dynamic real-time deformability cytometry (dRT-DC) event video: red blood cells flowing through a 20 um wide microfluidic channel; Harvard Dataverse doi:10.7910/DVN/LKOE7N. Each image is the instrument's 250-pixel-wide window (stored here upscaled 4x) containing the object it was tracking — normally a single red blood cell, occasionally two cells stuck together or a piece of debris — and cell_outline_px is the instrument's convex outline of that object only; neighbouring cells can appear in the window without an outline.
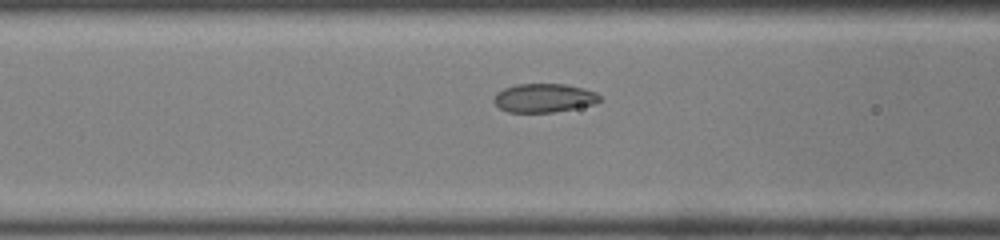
{"species": "common noctule bat (a hibernating species)", "species_latin": "Nyctalus noctula", "temperature_condition": "room temperature", "stored_images_in_passage": 36, "camera_frame_rate_fps": 3000, "um_per_image_px": 0.085, "animal": {"sex": "male", "body_mass_g": 19.0, "forearm_length_mm": 50.8}, "frame": {"image": 1, "passage_image": 9, "time_ms": 2.667, "image_size_px": [1000, 240], "cell_outline_px": [[600, 100], [592, 104], [552, 112], [508, 112], [500, 108], [492, 100], [496, 92], [504, 88], [516, 84], [564, 84], [584, 88], [596, 92], [600, 96]], "centroid_in_image_um": [46.19, 8.31], "position_along_channel_um": 120.4, "area_um2": 17.57}}
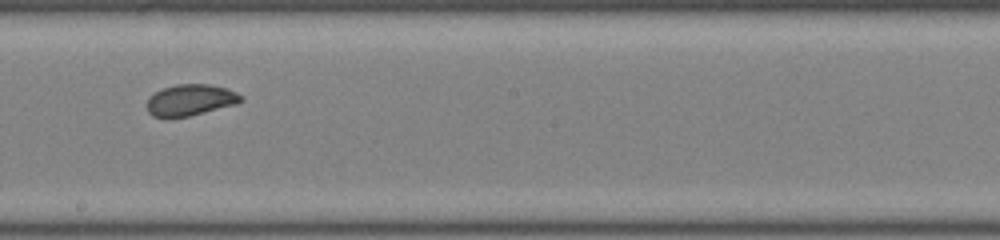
{"frame": {"image": 2, "passage_image": 17, "time_ms": 5.333, "image_size_px": [1000, 240], "cell_outline_px": [[244, 100], [236, 104], [188, 116], [168, 120], [164, 120], [152, 116], [148, 112], [148, 96], [164, 88], [176, 84], [212, 84], [228, 88], [244, 96]], "centroid_in_image_um": [16.18, 8.52], "position_along_channel_um": 232.0, "area_um2": 17.57}}
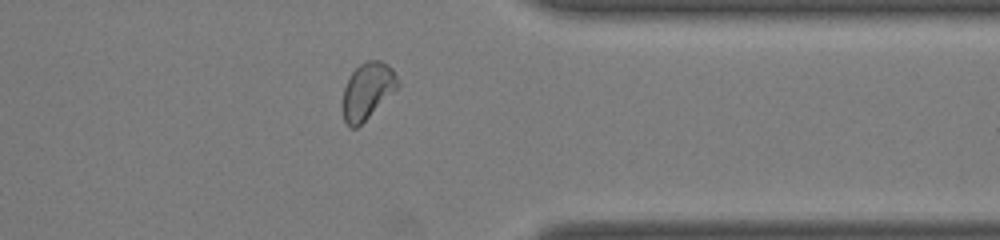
{"frame": {"image": 3, "passage_image": 28, "time_ms": 9.0, "image_size_px": [1000, 240], "cell_outline_px": [[400, 88], [356, 128], [348, 128], [344, 120], [340, 104], [344, 88], [352, 72], [360, 64], [368, 60], [380, 60], [388, 64], [392, 68], [400, 84]], "centroid_in_image_um": [31.23, 7.75], "position_along_channel_um": 380.2, "area_um2": 18.55}}